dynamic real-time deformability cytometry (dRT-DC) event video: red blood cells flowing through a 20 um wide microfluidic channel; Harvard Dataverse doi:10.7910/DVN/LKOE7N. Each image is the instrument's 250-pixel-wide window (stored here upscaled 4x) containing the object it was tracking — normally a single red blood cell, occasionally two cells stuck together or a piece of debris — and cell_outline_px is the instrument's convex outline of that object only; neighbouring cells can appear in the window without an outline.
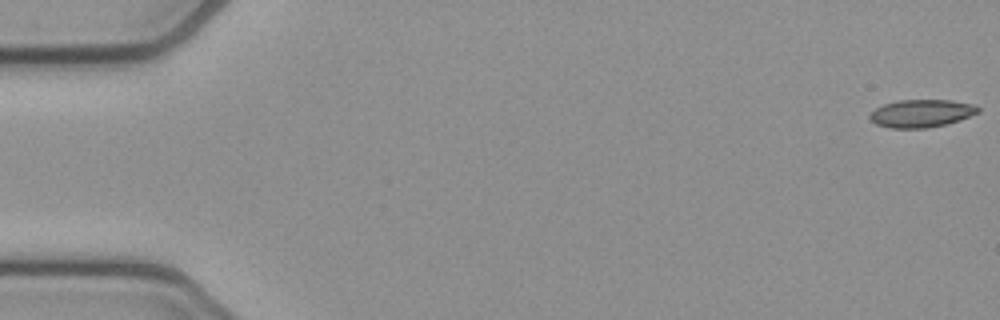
{"species": "common noctule bat (a hibernating species)", "species_latin": "Nyctalus noctula", "temperature_condition": "cold", "stored_images_in_passage": 54, "camera_frame_rate_fps": 3000, "um_per_image_px": 0.085, "animal": {"sex": "female", "body_mass_g": 21.9}, "frame": {"image": 1, "passage_image": 1, "time_ms": 0.0, "image_size_px": [1000, 320], "cell_outline_px": [[980, 112], [960, 120], [928, 128], [892, 128], [876, 124], [868, 116], [876, 108], [884, 104], [900, 100], [952, 100], [976, 104], [980, 108]], "centroid_in_image_um": [78.37, 9.63], "position_along_channel_um": 6.6, "area_um2": 17.51}}
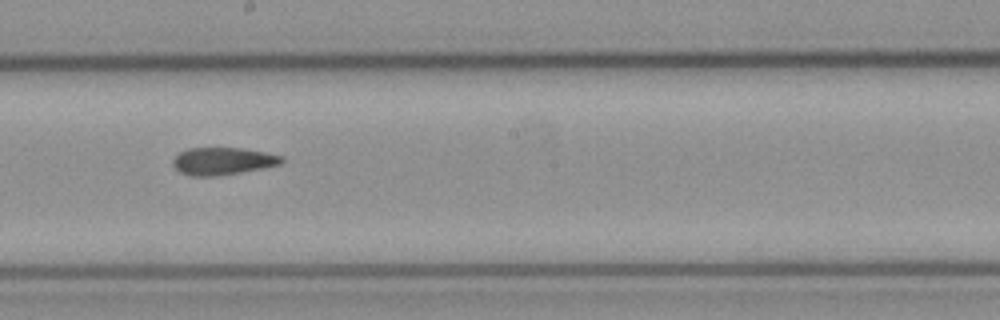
{"frame": {"image": 2, "passage_image": 30, "time_ms": 9.667, "image_size_px": [1000, 320], "cell_outline_px": [[284, 160], [280, 164], [264, 168], [216, 176], [188, 176], [180, 172], [172, 164], [172, 160], [180, 152], [188, 148], [240, 148], [264, 152], [284, 156]], "centroid_in_image_um": [18.93, 13.7], "position_along_channel_um": 229.3, "area_um2": 17.34}}
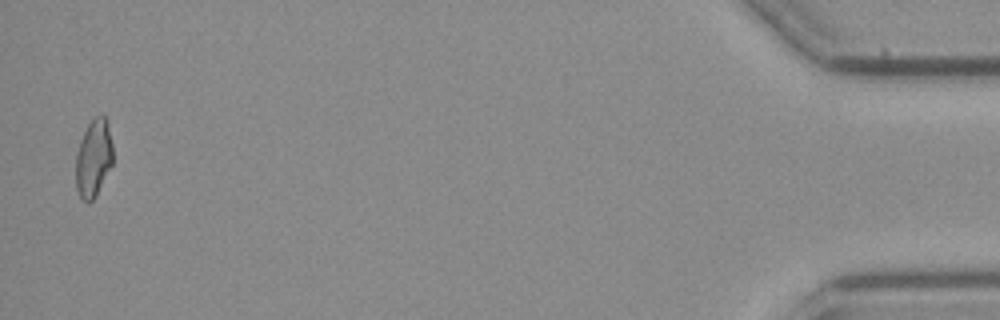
{"frame": {"image": 3, "passage_image": 53, "time_ms": 17.333, "image_size_px": [1000, 320], "cell_outline_px": [[112, 164], [96, 196], [88, 204], [80, 200], [76, 188], [76, 152], [80, 140], [92, 116], [104, 116], [108, 120], [112, 144]], "centroid_in_image_um": [7.94, 13.46], "position_along_channel_um": 427.3, "area_um2": 17.05}, "authors_computed_cell_mechanics": {"area_um2": 17.7157, "velocity_mm_per_s": 3.8311, "shape_relaxation_time_tau1_ms": null, "shape_relaxation_time_tau2_ms": 5.3208, "deformation_change_tau1": null, "deformation_change_tau2": 0.1363}}